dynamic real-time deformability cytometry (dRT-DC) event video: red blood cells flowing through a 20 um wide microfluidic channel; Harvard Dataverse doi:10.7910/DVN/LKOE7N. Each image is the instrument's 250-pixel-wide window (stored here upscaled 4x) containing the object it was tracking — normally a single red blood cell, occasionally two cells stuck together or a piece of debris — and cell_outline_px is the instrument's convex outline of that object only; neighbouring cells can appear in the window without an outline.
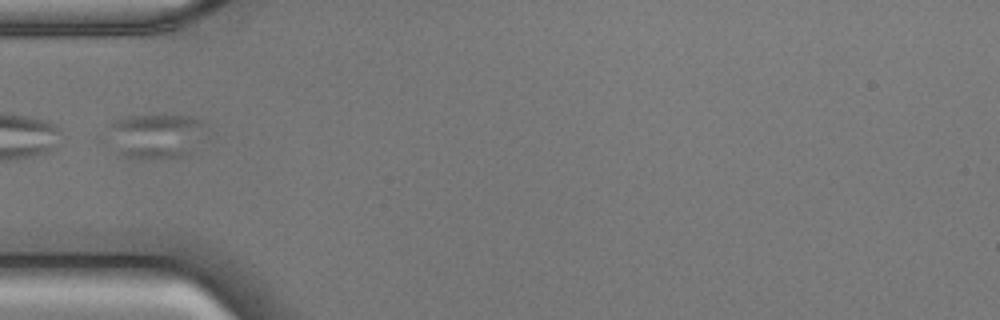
{"species": "common noctule bat (a hibernating species)", "species_latin": "Nyctalus noctula", "temperature_condition": "cold", "stored_images_in_passage": 36, "camera_frame_rate_fps": 3000, "um_per_image_px": 0.085, "animal": {"sex": "male", "body_mass_g": 17.9, "forearm_length_mm": 54.2}, "frame": {"image": 1, "passage_image": 1, "time_ms": 0.0, "image_size_px": [1000, 320], "cell_outline_px": [[204, 124], [188, 152], [184, 156], [120, 156], [96, 144], [96, 136], [108, 124], [116, 120], [128, 116], [188, 116]], "centroid_in_image_um": [12.75, 11.55], "position_along_channel_um": 72.2, "area_um2": 25.84}}
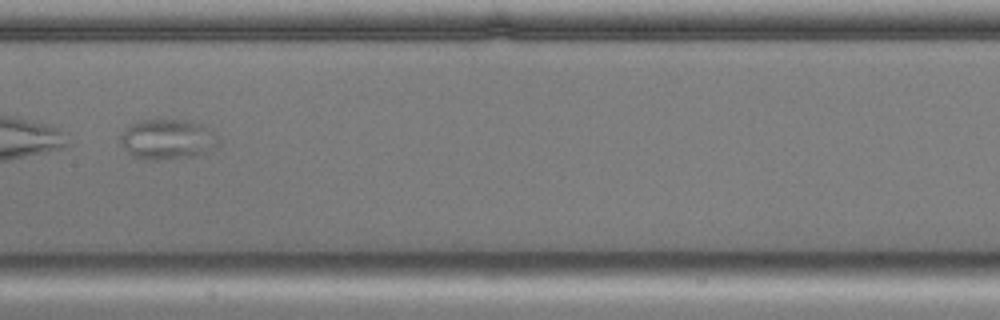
{"frame": {"image": 2, "passage_image": 11, "time_ms": 3.333, "image_size_px": [1000, 320], "cell_outline_px": [[216, 148], [196, 156], [156, 160], [148, 160], [132, 156], [120, 144], [120, 136], [132, 124], [144, 120], [192, 120], [204, 124], [216, 136]], "centroid_in_image_um": [14.24, 11.85], "position_along_channel_um": 193.2, "area_um2": 22.83}}
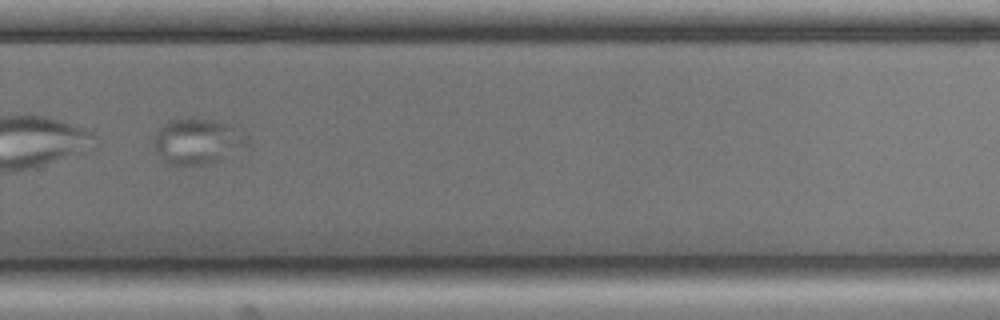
{"frame": {"image": 3, "passage_image": 21, "time_ms": 6.667, "image_size_px": [1000, 320], "cell_outline_px": [[248, 140], [244, 144], [220, 160], [212, 164], [172, 164], [152, 144], [152, 136], [156, 128], [172, 120], [212, 120], [224, 124], [248, 136]], "centroid_in_image_um": [16.71, 12.01], "position_along_channel_um": 313.1, "area_um2": 23.52}}